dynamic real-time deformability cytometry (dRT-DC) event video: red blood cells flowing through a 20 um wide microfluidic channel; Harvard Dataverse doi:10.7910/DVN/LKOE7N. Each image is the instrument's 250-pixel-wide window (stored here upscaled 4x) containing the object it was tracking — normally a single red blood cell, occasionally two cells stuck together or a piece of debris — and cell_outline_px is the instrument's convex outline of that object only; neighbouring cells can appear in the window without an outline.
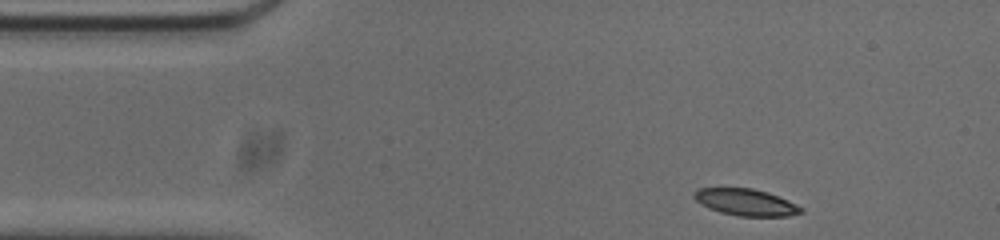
{"species": "common noctule bat (a hibernating species)", "species_latin": "Nyctalus noctula", "temperature_condition": "cold", "stored_images_in_passage": 48, "camera_frame_rate_fps": 3000, "um_per_image_px": 0.085, "animal": {"sex": "male", "body_mass_g": 20.0, "forearm_length_mm": 53.3}, "frame": {"image": 1, "passage_image": 1, "time_ms": 0.0, "image_size_px": [1000, 240], "cell_outline_px": [[804, 212], [788, 216], [736, 216], [720, 212], [708, 208], [696, 200], [692, 196], [692, 192], [696, 188], [752, 188], [768, 192], [788, 200], [804, 208]], "centroid_in_image_um": [63.38, 17.19], "position_along_channel_um": 21.6, "area_um2": 16.82}}
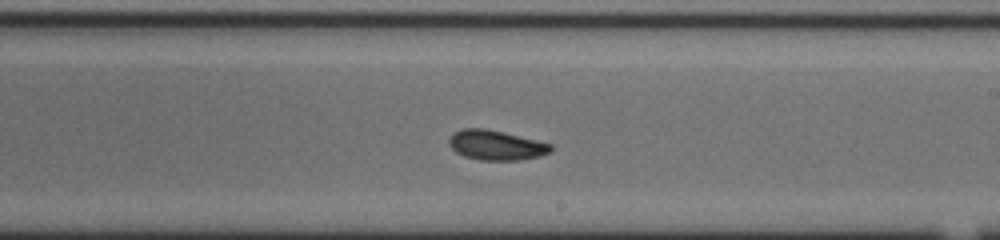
{"frame": {"image": 2, "passage_image": 24, "time_ms": 7.667, "image_size_px": [1000, 240], "cell_outline_px": [[552, 152], [540, 156], [516, 160], [480, 160], [464, 156], [456, 152], [448, 144], [448, 140], [456, 132], [464, 128], [484, 128], [504, 132], [552, 144]], "centroid_in_image_um": [42.18, 12.34], "position_along_channel_um": 246.8, "area_um2": 17.57}}
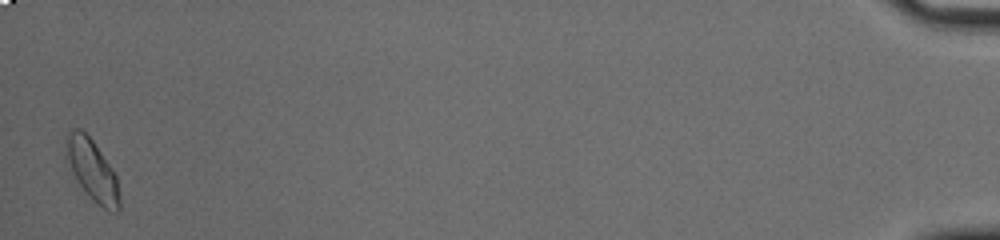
{"frame": {"image": 3, "passage_image": 47, "time_ms": 15.333, "image_size_px": [1000, 240], "cell_outline_px": [[120, 212], [108, 212], [92, 200], [88, 196], [80, 184], [64, 156], [68, 132], [72, 128], [80, 128], [92, 140], [116, 176], [120, 196]], "centroid_in_image_um": [7.85, 14.5], "position_along_channel_um": 427.4, "area_um2": 18.84}, "authors_computed_cell_mechanics": {"area_um2": 17.5423, "velocity_mm_per_s": 3.7235, "shape_relaxation_time_tau1_ms": 4.1218, "shape_relaxation_time_tau2_ms": 1.8878, "deformation_change_tau1": 0.1274, "deformation_change_tau2": 0.0558}}